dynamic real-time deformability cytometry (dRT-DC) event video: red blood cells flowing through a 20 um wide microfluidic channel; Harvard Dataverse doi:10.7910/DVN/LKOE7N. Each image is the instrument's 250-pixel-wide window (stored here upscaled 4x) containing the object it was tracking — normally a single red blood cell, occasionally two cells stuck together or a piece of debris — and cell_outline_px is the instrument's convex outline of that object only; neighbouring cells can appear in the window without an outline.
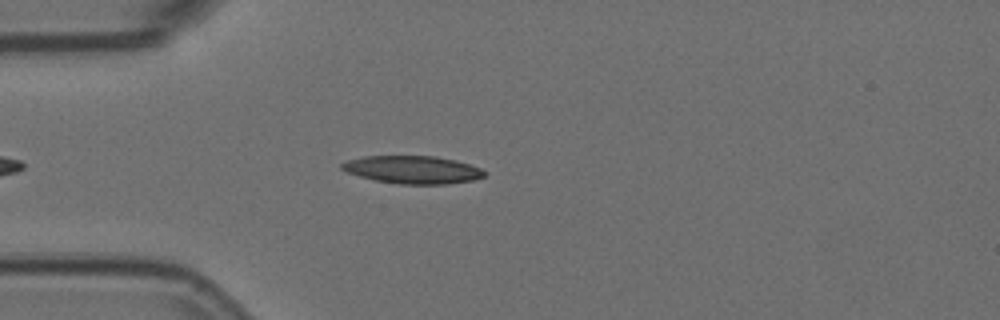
{"species": "Egyptian fruit bat (a non-hibernating species)", "species_latin": "Rousettus aegyptiacus", "temperature_condition": "room temperature", "stored_images_in_passage": 5, "camera_frame_rate_fps": 3000, "um_per_image_px": 0.085, "animal": {"sex": "female"}, "frame": {"image": 1, "passage_image": 4, "time_ms": 1.0, "image_size_px": [1000, 320], "cell_outline_px": [[488, 172], [484, 176], [472, 180], [448, 184], [400, 184], [376, 180], [360, 176], [348, 172], [340, 168], [340, 164], [348, 160], [364, 156], [436, 156], [456, 160], [480, 168]], "centroid_in_image_um": [35.09, 14.42], "position_along_channel_um": 49.9, "area_um2": 23.0}}